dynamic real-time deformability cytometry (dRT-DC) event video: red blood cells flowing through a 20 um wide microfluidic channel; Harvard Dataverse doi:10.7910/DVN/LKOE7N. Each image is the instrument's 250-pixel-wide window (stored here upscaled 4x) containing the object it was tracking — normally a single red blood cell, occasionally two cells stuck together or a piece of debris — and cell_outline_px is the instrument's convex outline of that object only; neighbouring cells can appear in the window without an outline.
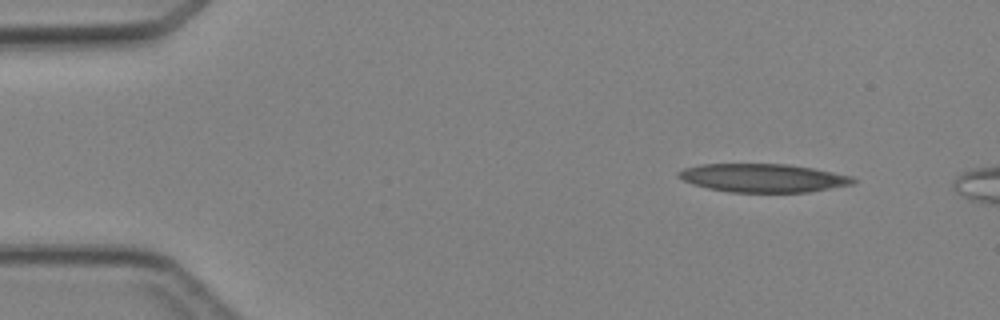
{"species": "Egyptian fruit bat (a non-hibernating species)", "species_latin": "Rousettus aegyptiacus", "temperature_condition": "cold", "stored_images_in_passage": 3, "camera_frame_rate_fps": 3000, "um_per_image_px": 0.085, "animal": {"sex": "female"}, "frame": {"image": 1, "passage_image": 1, "time_ms": 0.0, "image_size_px": [1000, 320], "cell_outline_px": [[856, 180], [852, 184], [808, 192], [732, 192], [708, 188], [684, 180], [676, 176], [676, 172], [684, 168], [700, 164], [788, 164], [812, 168], [852, 176]], "centroid_in_image_um": [64.84, 15.12], "position_along_channel_um": 20.2, "area_um2": 28.67}}